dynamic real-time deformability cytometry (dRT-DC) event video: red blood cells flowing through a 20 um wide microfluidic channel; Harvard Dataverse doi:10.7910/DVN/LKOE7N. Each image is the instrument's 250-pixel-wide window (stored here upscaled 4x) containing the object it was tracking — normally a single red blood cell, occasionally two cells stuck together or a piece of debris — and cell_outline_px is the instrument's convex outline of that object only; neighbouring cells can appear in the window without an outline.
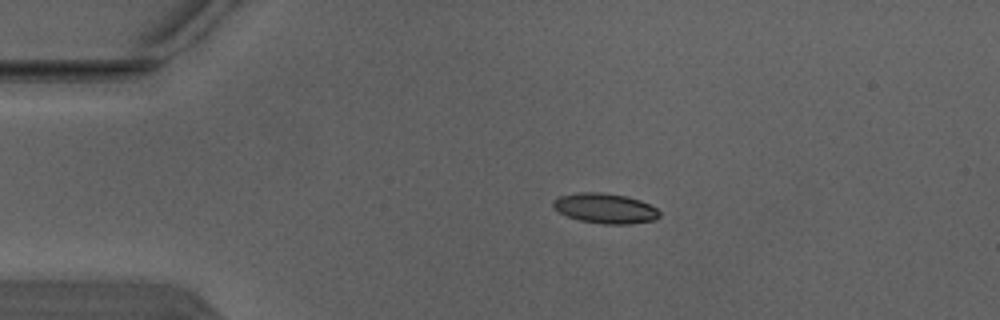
{"species": "Egyptian fruit bat (a non-hibernating species)", "species_latin": "Rousettus aegyptiacus", "temperature_condition": "warm", "stored_images_in_passage": 3, "camera_frame_rate_fps": 3000, "um_per_image_px": 0.085, "animal": {"sex": "male"}, "frame": {"image": 1, "passage_image": 2, "time_ms": 0.333, "image_size_px": [1000, 320], "cell_outline_px": [[660, 216], [656, 220], [628, 224], [604, 224], [580, 220], [568, 216], [552, 208], [552, 200], [560, 196], [580, 192], [600, 192], [624, 196], [640, 200], [656, 208], [660, 212]], "centroid_in_image_um": [51.43, 17.71], "position_along_channel_um": 33.6, "area_um2": 18.55}}